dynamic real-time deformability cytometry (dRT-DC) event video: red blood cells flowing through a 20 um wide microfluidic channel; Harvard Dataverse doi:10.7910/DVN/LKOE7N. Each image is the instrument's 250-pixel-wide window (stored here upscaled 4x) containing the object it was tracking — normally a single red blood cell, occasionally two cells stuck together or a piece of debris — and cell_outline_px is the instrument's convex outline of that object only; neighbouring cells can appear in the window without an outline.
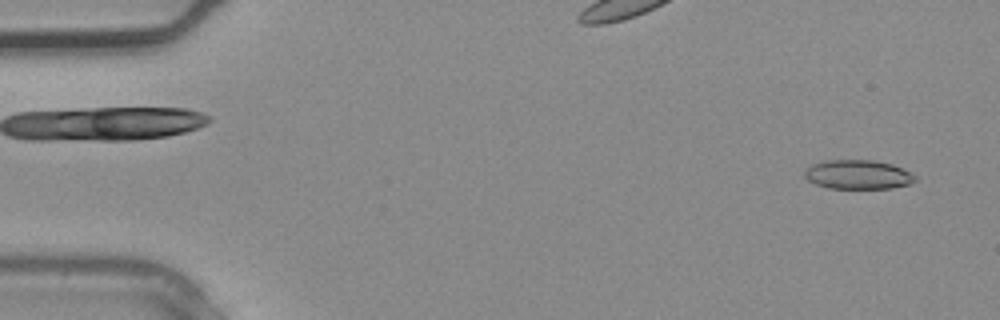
{"species": "common noctule bat (a hibernating species)", "species_latin": "Nyctalus noctula", "temperature_condition": "warm", "stored_images_in_passage": 3, "camera_frame_rate_fps": 3000, "um_per_image_px": 0.085, "animal": {"sex": "male", "body_mass_g": 20.4}, "frame": {"image": 1, "passage_image": 3, "time_ms": 0.667, "image_size_px": [1000, 320], "cell_outline_px": [[916, 180], [908, 184], [892, 188], [828, 188], [816, 184], [808, 180], [804, 176], [804, 168], [812, 164], [828, 160], [872, 160], [892, 164], [916, 176]], "centroid_in_image_um": [72.88, 14.83], "position_along_channel_um": 12.1, "area_um2": 18.67}}